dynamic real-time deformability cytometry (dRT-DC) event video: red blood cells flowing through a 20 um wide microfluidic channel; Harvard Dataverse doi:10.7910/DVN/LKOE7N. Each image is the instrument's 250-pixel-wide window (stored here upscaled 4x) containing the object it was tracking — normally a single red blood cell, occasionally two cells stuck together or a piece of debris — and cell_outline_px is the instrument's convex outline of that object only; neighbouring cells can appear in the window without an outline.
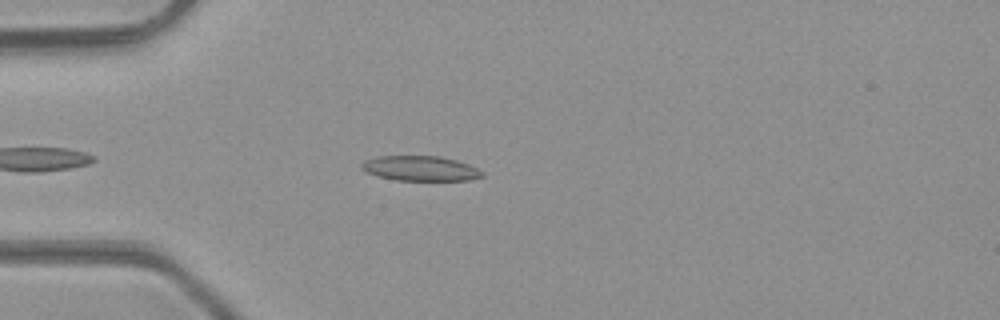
{"species": "common noctule bat (a hibernating species)", "species_latin": "Nyctalus noctula", "temperature_condition": "room temperature", "stored_images_in_passage": 41, "camera_frame_rate_fps": 3000, "um_per_image_px": 0.085, "animal": {"sex": "male", "body_mass_g": 23.1, "forearm_length_mm": 52.7}, "frame": {"image": 1, "passage_image": 7, "time_ms": 2.0, "image_size_px": [1000, 320], "cell_outline_px": [[484, 176], [468, 180], [396, 180], [380, 176], [368, 172], [360, 168], [360, 164], [364, 160], [376, 156], [440, 156], [456, 160], [468, 164], [484, 172]], "centroid_in_image_um": [35.73, 14.3], "position_along_channel_um": 49.3, "area_um2": 17.46}}
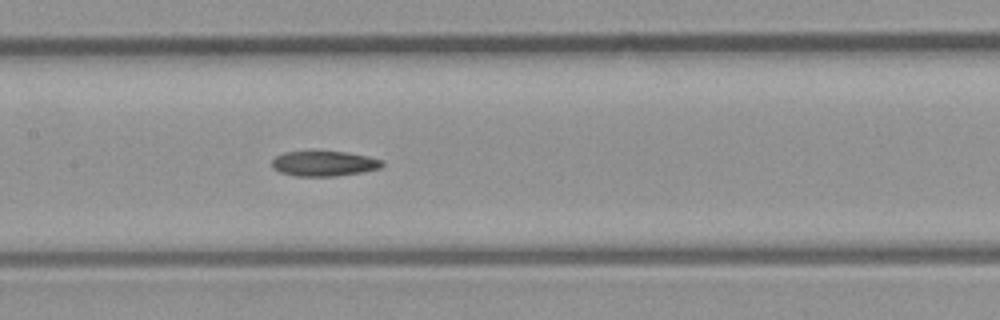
{"frame": {"image": 2, "passage_image": 17, "time_ms": 5.333, "image_size_px": [1000, 320], "cell_outline_px": [[384, 164], [380, 168], [364, 172], [336, 176], [296, 176], [280, 172], [272, 168], [272, 160], [276, 156], [284, 152], [344, 152], [368, 156], [384, 160]], "centroid_in_image_um": [27.57, 13.91], "position_along_channel_um": 179.8, "area_um2": 16.13}}
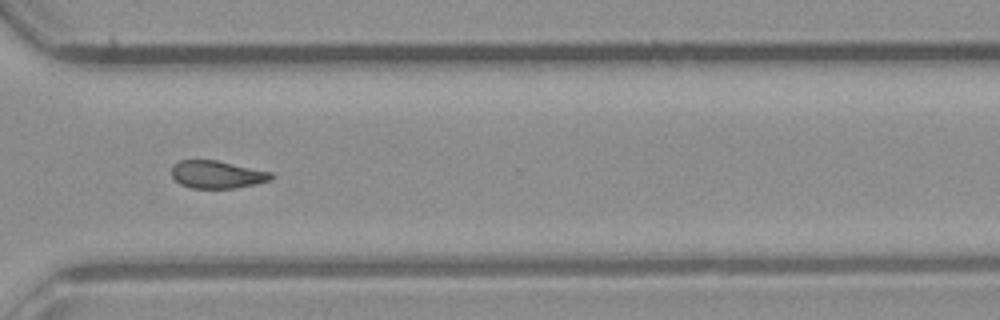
{"frame": {"image": 3, "passage_image": 29, "time_ms": 9.333, "image_size_px": [1000, 320], "cell_outline_px": [[276, 176], [272, 180], [256, 184], [236, 188], [192, 188], [180, 184], [172, 176], [172, 164], [180, 160], [216, 160], [272, 172]], "centroid_in_image_um": [18.48, 14.83], "position_along_channel_um": 352.1, "area_um2": 16.18}, "authors_computed_cell_mechanics": {"area_um2": 16.8198, "velocity_mm_per_s": 4.3164, "shape_relaxation_time_tau1_ms": 11.1042, "shape_relaxation_time_tau2_ms": null, "deformation_change_tau1": 0.2368, "deformation_change_tau2": null}}